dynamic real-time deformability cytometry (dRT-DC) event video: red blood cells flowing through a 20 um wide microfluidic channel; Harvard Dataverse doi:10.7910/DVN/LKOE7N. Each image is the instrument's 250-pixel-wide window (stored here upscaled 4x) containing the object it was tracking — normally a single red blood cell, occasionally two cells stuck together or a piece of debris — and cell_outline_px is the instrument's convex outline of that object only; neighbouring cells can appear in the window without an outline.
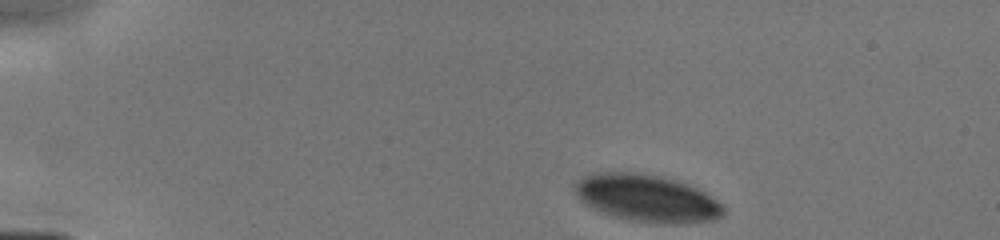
{"species": "human", "species_latin": "Homo sapiens", "temperature_condition": "cold", "stored_images_in_passage": 10, "camera_frame_rate_fps": 3000, "um_per_image_px": 0.085, "donor": {"sex": "male"}, "frame": {"image": 1, "passage_image": 1, "time_ms": 0.0, "image_size_px": [1000, 240], "cell_outline_px": [[724, 216], [712, 220], [672, 224], [668, 224], [632, 220], [612, 216], [600, 212], [580, 200], [576, 196], [572, 188], [584, 176], [592, 172], [640, 172], [680, 180], [704, 192], [716, 200], [724, 208]], "centroid_in_image_um": [54.96, 16.83], "position_along_channel_um": 30.0, "area_um2": 40.98}}
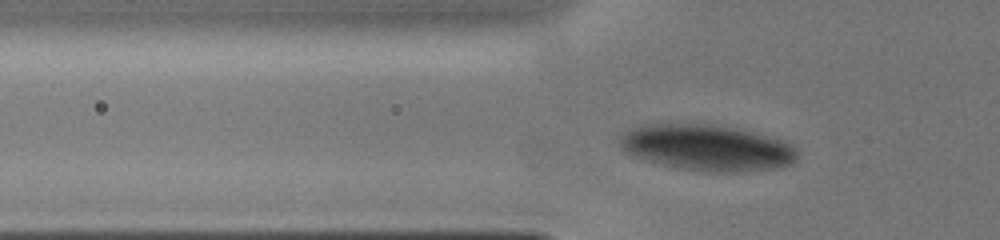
{"frame": {"image": 2, "passage_image": 7, "time_ms": 2.667, "image_size_px": [1000, 240], "cell_outline_px": [[796, 160], [780, 168], [740, 172], [708, 172], [684, 168], [664, 164], [632, 156], [620, 144], [620, 136], [624, 132], [640, 124], [708, 124], [732, 128], [784, 140], [792, 144], [796, 148]], "centroid_in_image_um": [60.12, 12.55], "position_along_channel_um": 65.7, "area_um2": 47.11}}
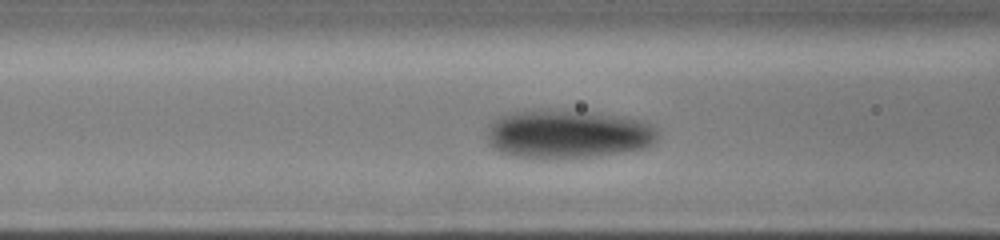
{"frame": {"image": 3, "passage_image": 10, "time_ms": 4.0, "image_size_px": [1000, 240], "cell_outline_px": [[660, 136], [652, 144], [644, 148], [624, 152], [596, 156], [516, 156], [500, 152], [492, 148], [488, 144], [488, 124], [492, 120], [508, 112], [540, 108], [596, 112], [624, 116], [644, 120], [652, 124], [660, 132]], "centroid_in_image_um": [48.3, 11.33], "position_along_channel_um": 118.3, "area_um2": 48.78}}